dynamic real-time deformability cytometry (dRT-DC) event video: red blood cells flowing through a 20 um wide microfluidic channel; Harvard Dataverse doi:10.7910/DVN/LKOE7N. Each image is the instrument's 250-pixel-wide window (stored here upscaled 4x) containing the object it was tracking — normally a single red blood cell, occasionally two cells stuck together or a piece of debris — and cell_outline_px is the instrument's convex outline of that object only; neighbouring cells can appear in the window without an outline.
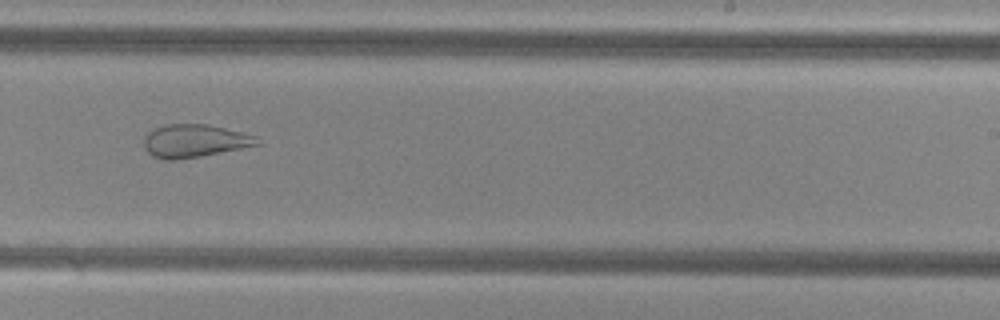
{"species": "common noctule bat (a hibernating species)", "species_latin": "Nyctalus noctula", "temperature_condition": "cold", "stored_images_in_passage": 52, "camera_frame_rate_fps": 3000, "um_per_image_px": 0.085, "animal": {"sex": "female", "body_mass_g": 29.2, "forearm_length_mm": 56.3}, "frame": {"image": 1, "passage_image": 32, "time_ms": 10.333, "image_size_px": [1000, 320], "cell_outline_px": [[260, 144], [200, 156], [176, 160], [164, 160], [152, 156], [144, 148], [144, 136], [152, 128], [168, 124], [208, 124], [244, 132], [256, 136]], "centroid_in_image_um": [16.49, 11.97], "position_along_channel_um": 272.5, "area_um2": 21.79}}
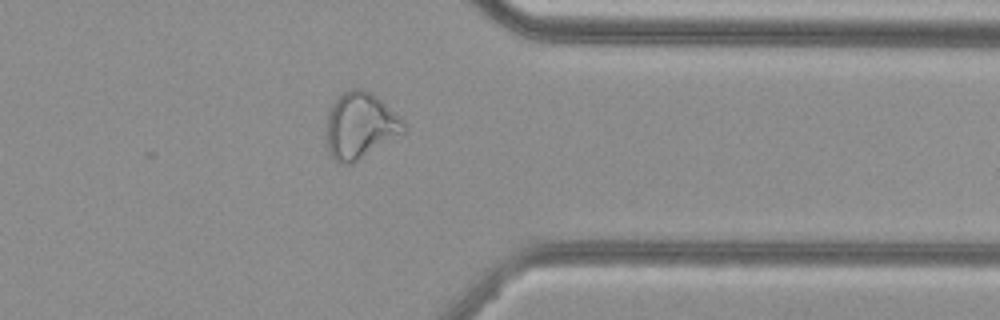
{"frame": {"image": 2, "passage_image": 41, "time_ms": 13.333, "image_size_px": [1000, 320], "cell_outline_px": [[408, 128], [404, 132], [352, 164], [344, 164], [336, 160], [328, 152], [328, 112], [332, 104], [344, 92], [352, 88], [364, 88], [372, 92]], "centroid_in_image_um": [30.6, 10.68], "position_along_channel_um": 380.8, "area_um2": 28.96}}
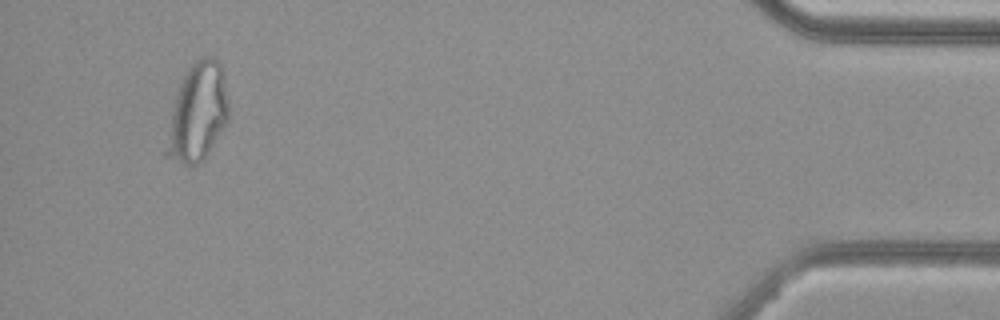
{"frame": {"image": 3, "passage_image": 49, "time_ms": 16.0, "image_size_px": [1000, 320], "cell_outline_px": [[228, 120], [204, 160], [196, 164], [184, 164], [164, 156], [160, 152], [176, 96], [180, 84], [188, 68], [200, 56], [212, 56], [220, 64], [224, 72], [228, 100]], "centroid_in_image_um": [16.76, 9.59], "position_along_channel_um": 418.4, "area_um2": 35.95}}